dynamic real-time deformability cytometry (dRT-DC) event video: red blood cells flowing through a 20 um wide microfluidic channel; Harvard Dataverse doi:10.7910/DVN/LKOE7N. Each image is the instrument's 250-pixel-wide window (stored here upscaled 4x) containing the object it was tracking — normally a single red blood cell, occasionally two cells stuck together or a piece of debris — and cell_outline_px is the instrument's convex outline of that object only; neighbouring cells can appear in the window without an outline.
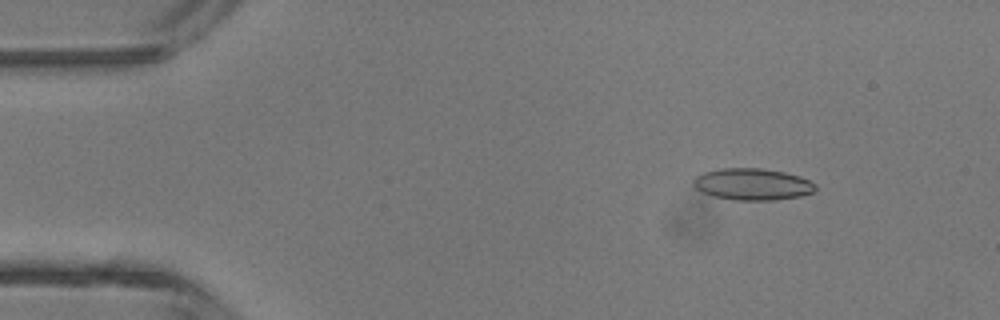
{"species": "common noctule bat (a hibernating species)", "species_latin": "Nyctalus noctula", "temperature_condition": "room temperature", "stored_images_in_passage": 2, "camera_frame_rate_fps": 3000, "um_per_image_px": 0.085, "animal": {"sex": "male", "body_mass_g": 13.3}, "frame": {"image": 1, "passage_image": 1, "time_ms": 0.0, "image_size_px": [1000, 320], "cell_outline_px": [[816, 188], [812, 192], [800, 196], [772, 200], [736, 200], [712, 196], [696, 188], [692, 184], [692, 180], [696, 176], [704, 172], [720, 168], [760, 168], [784, 172], [800, 176], [816, 184]], "centroid_in_image_um": [63.94, 15.65], "position_along_channel_um": 21.1, "area_um2": 22.48}}